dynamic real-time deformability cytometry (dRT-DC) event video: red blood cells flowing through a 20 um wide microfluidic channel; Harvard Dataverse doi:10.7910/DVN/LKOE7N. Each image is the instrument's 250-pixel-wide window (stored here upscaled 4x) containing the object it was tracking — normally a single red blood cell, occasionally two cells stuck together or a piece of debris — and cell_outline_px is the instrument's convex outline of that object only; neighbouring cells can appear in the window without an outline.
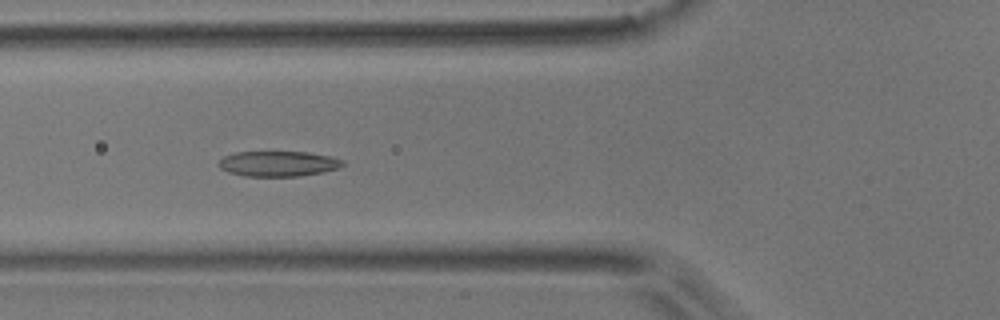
{"species": "common noctule bat (a hibernating species)", "species_latin": "Nyctalus noctula", "temperature_condition": "room temperature", "stored_images_in_passage": 5, "camera_frame_rate_fps": 3000, "um_per_image_px": 0.085, "animal": {"sex": "male", "body_mass_g": 17.9}, "frame": {"image": 1, "passage_image": 4, "time_ms": 1.0, "image_size_px": [1000, 320], "cell_outline_px": [[344, 164], [340, 168], [324, 172], [300, 176], [244, 176], [228, 172], [220, 168], [216, 164], [224, 156], [236, 152], [308, 152], [332, 156], [344, 160]], "centroid_in_image_um": [23.67, 13.91], "position_along_channel_um": 102.1, "area_um2": 18.5}}
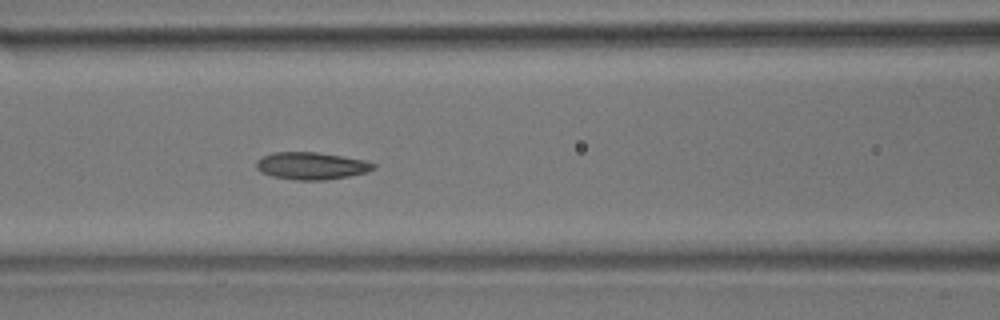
{"frame": {"image": 2, "passage_image": 5, "time_ms": 1.333, "image_size_px": [1000, 320], "cell_outline_px": [[376, 168], [368, 172], [348, 176], [324, 180], [296, 180], [272, 176], [260, 172], [256, 168], [256, 160], [272, 152], [316, 152], [364, 160], [376, 164]], "centroid_in_image_um": [26.45, 14.1], "position_along_channel_um": 140.1, "area_um2": 18.61}}